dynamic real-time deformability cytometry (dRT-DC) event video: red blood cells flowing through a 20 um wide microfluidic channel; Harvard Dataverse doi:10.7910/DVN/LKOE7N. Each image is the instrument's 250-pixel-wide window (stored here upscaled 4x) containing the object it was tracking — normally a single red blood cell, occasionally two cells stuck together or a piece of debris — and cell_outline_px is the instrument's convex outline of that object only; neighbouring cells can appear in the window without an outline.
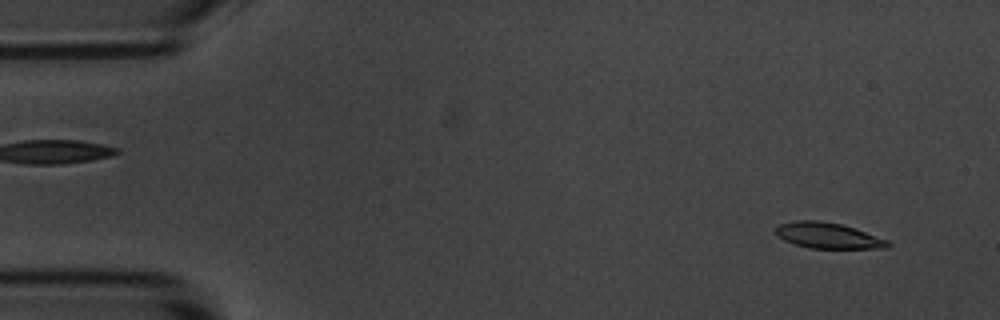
{"species": "common noctule bat (a hibernating species)", "species_latin": "Nyctalus noctula", "temperature_condition": "room temperature", "stored_images_in_passage": 7, "camera_frame_rate_fps": 3000, "um_per_image_px": 0.085, "animal": {"sex": "male", "body_mass_g": 20.1, "forearm_length_mm": 53.5}, "frame": {"image": 1, "passage_image": 1, "time_ms": 0.0, "image_size_px": [1000, 320], "cell_outline_px": [[892, 244], [888, 248], [808, 248], [784, 240], [776, 232], [776, 228], [780, 224], [796, 220], [820, 220], [840, 224], [856, 228], [888, 240]], "centroid_in_image_um": [70.43, 20.02], "position_along_channel_um": 14.6, "area_um2": 16.76}}
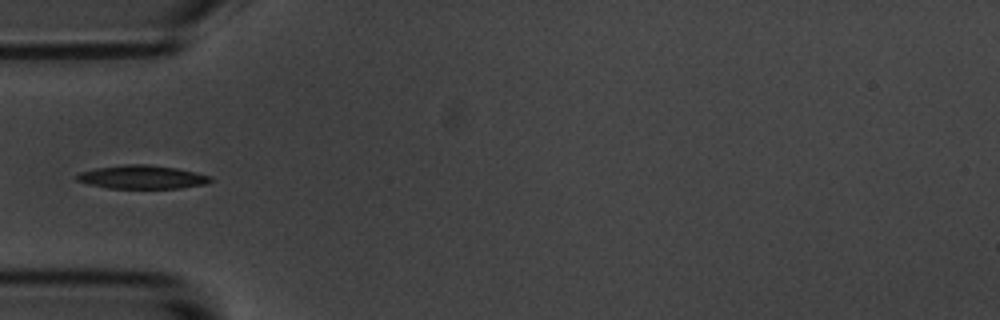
{"frame": {"image": 2, "passage_image": 5, "time_ms": 4.667, "image_size_px": [1000, 320], "cell_outline_px": [[212, 180], [204, 184], [180, 188], [108, 188], [88, 184], [76, 180], [76, 176], [80, 172], [96, 168], [128, 164], [148, 164], [176, 168], [208, 176]], "centroid_in_image_um": [12.02, 15.05], "position_along_channel_um": 73.0, "area_um2": 17.98}}
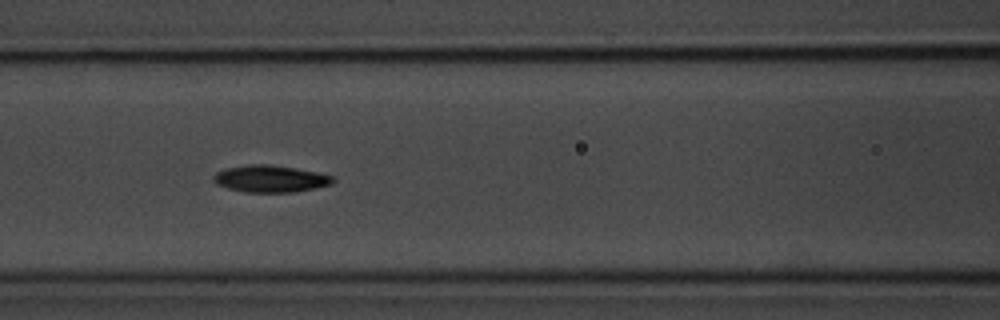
{"frame": {"image": 3, "passage_image": 7, "time_ms": 6.667, "image_size_px": [1000, 320], "cell_outline_px": [[336, 180], [332, 184], [296, 192], [244, 192], [228, 188], [216, 184], [212, 180], [212, 176], [216, 172], [224, 168], [248, 164], [268, 164], [316, 172], [332, 176]], "centroid_in_image_um": [22.93, 15.19], "position_along_channel_um": 143.7, "area_um2": 18.79}}